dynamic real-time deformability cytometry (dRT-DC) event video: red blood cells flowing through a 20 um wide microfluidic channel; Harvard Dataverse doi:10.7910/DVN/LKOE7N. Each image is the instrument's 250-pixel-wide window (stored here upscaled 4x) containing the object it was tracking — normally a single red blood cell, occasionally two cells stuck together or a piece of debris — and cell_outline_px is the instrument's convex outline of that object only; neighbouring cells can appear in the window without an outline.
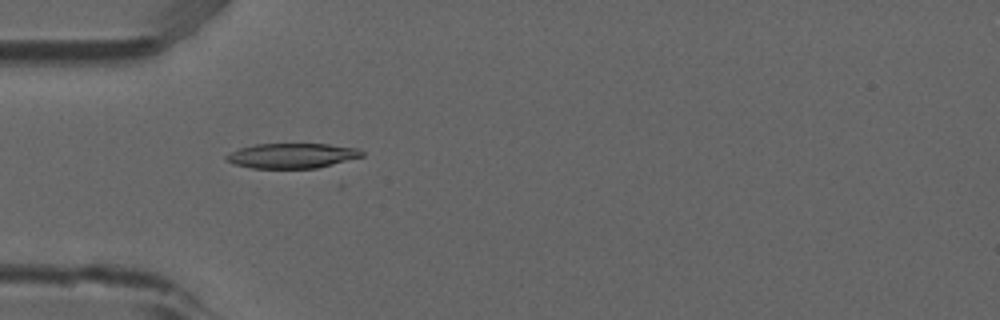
{"species": "common noctule bat (a hibernating species)", "species_latin": "Nyctalus noctula", "temperature_condition": "room temperature", "stored_images_in_passage": 6, "camera_frame_rate_fps": 3000, "um_per_image_px": 0.085, "animal": {"sex": "male", "forearm_length_mm": 52.5}, "frame": {"image": 1, "passage_image": 5, "time_ms": 1.333, "image_size_px": [1000, 320], "cell_outline_px": [[364, 156], [316, 168], [252, 168], [236, 164], [224, 160], [224, 156], [240, 148], [256, 144], [328, 144], [360, 148], [364, 152]], "centroid_in_image_um": [24.84, 13.23], "position_along_channel_um": 60.2, "area_um2": 19.65}}
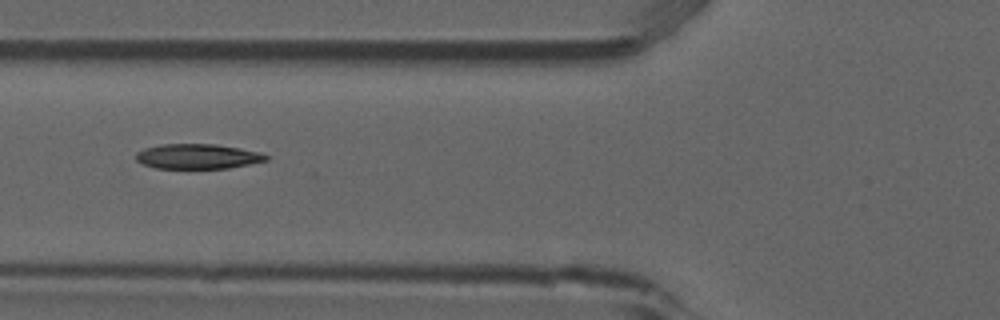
{"frame": {"image": 2, "passage_image": 6, "time_ms": 1.667, "image_size_px": [1000, 320], "cell_outline_px": [[268, 160], [228, 168], [156, 168], [144, 164], [136, 160], [136, 152], [144, 148], [160, 144], [216, 144], [240, 148], [260, 152], [268, 156]], "centroid_in_image_um": [16.79, 13.28], "position_along_channel_um": 109.0, "area_um2": 18.84}}